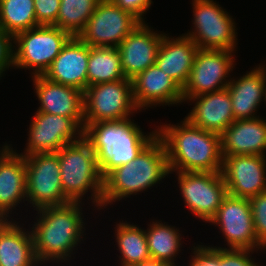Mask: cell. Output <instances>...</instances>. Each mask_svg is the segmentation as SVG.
<instances>
[{
    "mask_svg": "<svg viewBox=\"0 0 266 266\" xmlns=\"http://www.w3.org/2000/svg\"><path fill=\"white\" fill-rule=\"evenodd\" d=\"M81 204L84 205L82 202H69L36 210L37 220L30 229L39 265L72 260L71 256L76 254L73 250L78 249V244L80 246L85 240L83 236H86Z\"/></svg>",
    "mask_w": 266,
    "mask_h": 266,
    "instance_id": "cell-1",
    "label": "cell"
},
{
    "mask_svg": "<svg viewBox=\"0 0 266 266\" xmlns=\"http://www.w3.org/2000/svg\"><path fill=\"white\" fill-rule=\"evenodd\" d=\"M160 127V128H159ZM170 174L173 172H221V135L192 125L186 118L176 124L158 126Z\"/></svg>",
    "mask_w": 266,
    "mask_h": 266,
    "instance_id": "cell-2",
    "label": "cell"
},
{
    "mask_svg": "<svg viewBox=\"0 0 266 266\" xmlns=\"http://www.w3.org/2000/svg\"><path fill=\"white\" fill-rule=\"evenodd\" d=\"M144 134L131 117L84 124L83 128V138L94 151L103 178L115 168L135 159L157 136V130Z\"/></svg>",
    "mask_w": 266,
    "mask_h": 266,
    "instance_id": "cell-3",
    "label": "cell"
},
{
    "mask_svg": "<svg viewBox=\"0 0 266 266\" xmlns=\"http://www.w3.org/2000/svg\"><path fill=\"white\" fill-rule=\"evenodd\" d=\"M169 174L164 144L156 136L135 159L115 168L103 178L101 209L151 189Z\"/></svg>",
    "mask_w": 266,
    "mask_h": 266,
    "instance_id": "cell-4",
    "label": "cell"
},
{
    "mask_svg": "<svg viewBox=\"0 0 266 266\" xmlns=\"http://www.w3.org/2000/svg\"><path fill=\"white\" fill-rule=\"evenodd\" d=\"M57 153L64 196L70 202H82L90 192L95 209L101 210L103 177L90 144L82 137Z\"/></svg>",
    "mask_w": 266,
    "mask_h": 266,
    "instance_id": "cell-5",
    "label": "cell"
},
{
    "mask_svg": "<svg viewBox=\"0 0 266 266\" xmlns=\"http://www.w3.org/2000/svg\"><path fill=\"white\" fill-rule=\"evenodd\" d=\"M71 37L54 25H39L17 33L13 37V68L31 69L33 77L44 75Z\"/></svg>",
    "mask_w": 266,
    "mask_h": 266,
    "instance_id": "cell-6",
    "label": "cell"
},
{
    "mask_svg": "<svg viewBox=\"0 0 266 266\" xmlns=\"http://www.w3.org/2000/svg\"><path fill=\"white\" fill-rule=\"evenodd\" d=\"M192 6L194 28L184 34L199 49L237 51L236 23L226 9L214 0H192Z\"/></svg>",
    "mask_w": 266,
    "mask_h": 266,
    "instance_id": "cell-7",
    "label": "cell"
},
{
    "mask_svg": "<svg viewBox=\"0 0 266 266\" xmlns=\"http://www.w3.org/2000/svg\"><path fill=\"white\" fill-rule=\"evenodd\" d=\"M26 201L33 210L69 203L64 196L57 152L25 156Z\"/></svg>",
    "mask_w": 266,
    "mask_h": 266,
    "instance_id": "cell-8",
    "label": "cell"
},
{
    "mask_svg": "<svg viewBox=\"0 0 266 266\" xmlns=\"http://www.w3.org/2000/svg\"><path fill=\"white\" fill-rule=\"evenodd\" d=\"M138 110L129 79L91 85L84 91V124L123 120Z\"/></svg>",
    "mask_w": 266,
    "mask_h": 266,
    "instance_id": "cell-9",
    "label": "cell"
},
{
    "mask_svg": "<svg viewBox=\"0 0 266 266\" xmlns=\"http://www.w3.org/2000/svg\"><path fill=\"white\" fill-rule=\"evenodd\" d=\"M175 173L187 209L203 222H209L228 195L221 172Z\"/></svg>",
    "mask_w": 266,
    "mask_h": 266,
    "instance_id": "cell-10",
    "label": "cell"
},
{
    "mask_svg": "<svg viewBox=\"0 0 266 266\" xmlns=\"http://www.w3.org/2000/svg\"><path fill=\"white\" fill-rule=\"evenodd\" d=\"M234 53L235 51L198 49L188 80L182 88L183 101L226 88L231 81L230 73L236 65Z\"/></svg>",
    "mask_w": 266,
    "mask_h": 266,
    "instance_id": "cell-11",
    "label": "cell"
},
{
    "mask_svg": "<svg viewBox=\"0 0 266 266\" xmlns=\"http://www.w3.org/2000/svg\"><path fill=\"white\" fill-rule=\"evenodd\" d=\"M208 223L222 231L227 249L265 250L257 240L249 199L227 195Z\"/></svg>",
    "mask_w": 266,
    "mask_h": 266,
    "instance_id": "cell-12",
    "label": "cell"
},
{
    "mask_svg": "<svg viewBox=\"0 0 266 266\" xmlns=\"http://www.w3.org/2000/svg\"><path fill=\"white\" fill-rule=\"evenodd\" d=\"M140 23L112 0H100L78 37L89 46L118 47Z\"/></svg>",
    "mask_w": 266,
    "mask_h": 266,
    "instance_id": "cell-13",
    "label": "cell"
},
{
    "mask_svg": "<svg viewBox=\"0 0 266 266\" xmlns=\"http://www.w3.org/2000/svg\"><path fill=\"white\" fill-rule=\"evenodd\" d=\"M29 126L24 152L29 156L36 153L58 152L63 146L83 137V128L71 117L35 112Z\"/></svg>",
    "mask_w": 266,
    "mask_h": 266,
    "instance_id": "cell-14",
    "label": "cell"
},
{
    "mask_svg": "<svg viewBox=\"0 0 266 266\" xmlns=\"http://www.w3.org/2000/svg\"><path fill=\"white\" fill-rule=\"evenodd\" d=\"M265 158L261 155L223 157L221 174L228 194L249 199L266 191Z\"/></svg>",
    "mask_w": 266,
    "mask_h": 266,
    "instance_id": "cell-15",
    "label": "cell"
},
{
    "mask_svg": "<svg viewBox=\"0 0 266 266\" xmlns=\"http://www.w3.org/2000/svg\"><path fill=\"white\" fill-rule=\"evenodd\" d=\"M149 26L141 22L117 47L126 79L132 80L155 64L164 33Z\"/></svg>",
    "mask_w": 266,
    "mask_h": 266,
    "instance_id": "cell-16",
    "label": "cell"
},
{
    "mask_svg": "<svg viewBox=\"0 0 266 266\" xmlns=\"http://www.w3.org/2000/svg\"><path fill=\"white\" fill-rule=\"evenodd\" d=\"M131 82L134 102L139 111L147 107L175 106L184 102L182 88L156 64L138 74Z\"/></svg>",
    "mask_w": 266,
    "mask_h": 266,
    "instance_id": "cell-17",
    "label": "cell"
},
{
    "mask_svg": "<svg viewBox=\"0 0 266 266\" xmlns=\"http://www.w3.org/2000/svg\"><path fill=\"white\" fill-rule=\"evenodd\" d=\"M39 101L37 112L73 118L84 128V92L53 82L43 75L32 76Z\"/></svg>",
    "mask_w": 266,
    "mask_h": 266,
    "instance_id": "cell-18",
    "label": "cell"
},
{
    "mask_svg": "<svg viewBox=\"0 0 266 266\" xmlns=\"http://www.w3.org/2000/svg\"><path fill=\"white\" fill-rule=\"evenodd\" d=\"M0 147V221L10 220L15 208L26 201L25 156L12 145ZM13 211V212H12Z\"/></svg>",
    "mask_w": 266,
    "mask_h": 266,
    "instance_id": "cell-19",
    "label": "cell"
},
{
    "mask_svg": "<svg viewBox=\"0 0 266 266\" xmlns=\"http://www.w3.org/2000/svg\"><path fill=\"white\" fill-rule=\"evenodd\" d=\"M89 45L72 36L44 73L47 79L84 92L87 88Z\"/></svg>",
    "mask_w": 266,
    "mask_h": 266,
    "instance_id": "cell-20",
    "label": "cell"
},
{
    "mask_svg": "<svg viewBox=\"0 0 266 266\" xmlns=\"http://www.w3.org/2000/svg\"><path fill=\"white\" fill-rule=\"evenodd\" d=\"M186 102L195 103L185 118L205 131L222 134L235 121L230 93L227 88L190 97ZM195 101V102H194Z\"/></svg>",
    "mask_w": 266,
    "mask_h": 266,
    "instance_id": "cell-21",
    "label": "cell"
},
{
    "mask_svg": "<svg viewBox=\"0 0 266 266\" xmlns=\"http://www.w3.org/2000/svg\"><path fill=\"white\" fill-rule=\"evenodd\" d=\"M222 156H266V119H239L221 134Z\"/></svg>",
    "mask_w": 266,
    "mask_h": 266,
    "instance_id": "cell-22",
    "label": "cell"
},
{
    "mask_svg": "<svg viewBox=\"0 0 266 266\" xmlns=\"http://www.w3.org/2000/svg\"><path fill=\"white\" fill-rule=\"evenodd\" d=\"M266 67L259 64L251 71L233 79L226 87L230 93L232 110L235 120L254 119L257 109L264 100ZM256 111V112H255Z\"/></svg>",
    "mask_w": 266,
    "mask_h": 266,
    "instance_id": "cell-23",
    "label": "cell"
},
{
    "mask_svg": "<svg viewBox=\"0 0 266 266\" xmlns=\"http://www.w3.org/2000/svg\"><path fill=\"white\" fill-rule=\"evenodd\" d=\"M198 49L192 39L185 34L174 38L164 33L155 64L183 88Z\"/></svg>",
    "mask_w": 266,
    "mask_h": 266,
    "instance_id": "cell-24",
    "label": "cell"
},
{
    "mask_svg": "<svg viewBox=\"0 0 266 266\" xmlns=\"http://www.w3.org/2000/svg\"><path fill=\"white\" fill-rule=\"evenodd\" d=\"M11 220L0 221V266H38L30 229Z\"/></svg>",
    "mask_w": 266,
    "mask_h": 266,
    "instance_id": "cell-25",
    "label": "cell"
},
{
    "mask_svg": "<svg viewBox=\"0 0 266 266\" xmlns=\"http://www.w3.org/2000/svg\"><path fill=\"white\" fill-rule=\"evenodd\" d=\"M126 79L117 47L89 46L87 87Z\"/></svg>",
    "mask_w": 266,
    "mask_h": 266,
    "instance_id": "cell-26",
    "label": "cell"
},
{
    "mask_svg": "<svg viewBox=\"0 0 266 266\" xmlns=\"http://www.w3.org/2000/svg\"><path fill=\"white\" fill-rule=\"evenodd\" d=\"M165 223L163 224L162 220L154 222L153 219L152 223L150 222L148 225L147 230L145 229L148 250L151 258L161 260L171 266H176L175 261L177 259L175 258L182 251L183 241L181 240L183 239V234L175 226L172 227Z\"/></svg>",
    "mask_w": 266,
    "mask_h": 266,
    "instance_id": "cell-27",
    "label": "cell"
},
{
    "mask_svg": "<svg viewBox=\"0 0 266 266\" xmlns=\"http://www.w3.org/2000/svg\"><path fill=\"white\" fill-rule=\"evenodd\" d=\"M115 241L119 250V265L141 263L150 258L145 230L127 221H120L115 227Z\"/></svg>",
    "mask_w": 266,
    "mask_h": 266,
    "instance_id": "cell-28",
    "label": "cell"
},
{
    "mask_svg": "<svg viewBox=\"0 0 266 266\" xmlns=\"http://www.w3.org/2000/svg\"><path fill=\"white\" fill-rule=\"evenodd\" d=\"M39 24L33 0H0V28L14 37Z\"/></svg>",
    "mask_w": 266,
    "mask_h": 266,
    "instance_id": "cell-29",
    "label": "cell"
},
{
    "mask_svg": "<svg viewBox=\"0 0 266 266\" xmlns=\"http://www.w3.org/2000/svg\"><path fill=\"white\" fill-rule=\"evenodd\" d=\"M100 0H60L59 13L53 24L71 36H78L86 27Z\"/></svg>",
    "mask_w": 266,
    "mask_h": 266,
    "instance_id": "cell-30",
    "label": "cell"
},
{
    "mask_svg": "<svg viewBox=\"0 0 266 266\" xmlns=\"http://www.w3.org/2000/svg\"><path fill=\"white\" fill-rule=\"evenodd\" d=\"M257 240L266 248V191L249 198Z\"/></svg>",
    "mask_w": 266,
    "mask_h": 266,
    "instance_id": "cell-31",
    "label": "cell"
},
{
    "mask_svg": "<svg viewBox=\"0 0 266 266\" xmlns=\"http://www.w3.org/2000/svg\"><path fill=\"white\" fill-rule=\"evenodd\" d=\"M255 250L227 249L219 246V260L221 266H261L252 256Z\"/></svg>",
    "mask_w": 266,
    "mask_h": 266,
    "instance_id": "cell-32",
    "label": "cell"
},
{
    "mask_svg": "<svg viewBox=\"0 0 266 266\" xmlns=\"http://www.w3.org/2000/svg\"><path fill=\"white\" fill-rule=\"evenodd\" d=\"M193 246L189 266H221L219 260V247L217 246Z\"/></svg>",
    "mask_w": 266,
    "mask_h": 266,
    "instance_id": "cell-33",
    "label": "cell"
},
{
    "mask_svg": "<svg viewBox=\"0 0 266 266\" xmlns=\"http://www.w3.org/2000/svg\"><path fill=\"white\" fill-rule=\"evenodd\" d=\"M39 25H53L58 17L60 0H33Z\"/></svg>",
    "mask_w": 266,
    "mask_h": 266,
    "instance_id": "cell-34",
    "label": "cell"
},
{
    "mask_svg": "<svg viewBox=\"0 0 266 266\" xmlns=\"http://www.w3.org/2000/svg\"><path fill=\"white\" fill-rule=\"evenodd\" d=\"M13 69V37L0 28V76Z\"/></svg>",
    "mask_w": 266,
    "mask_h": 266,
    "instance_id": "cell-35",
    "label": "cell"
},
{
    "mask_svg": "<svg viewBox=\"0 0 266 266\" xmlns=\"http://www.w3.org/2000/svg\"><path fill=\"white\" fill-rule=\"evenodd\" d=\"M117 6L124 11L129 12L140 22H145L144 14L150 10L152 0H112Z\"/></svg>",
    "mask_w": 266,
    "mask_h": 266,
    "instance_id": "cell-36",
    "label": "cell"
},
{
    "mask_svg": "<svg viewBox=\"0 0 266 266\" xmlns=\"http://www.w3.org/2000/svg\"><path fill=\"white\" fill-rule=\"evenodd\" d=\"M127 266H171V265L161 260H157L155 258L150 257L141 263H134Z\"/></svg>",
    "mask_w": 266,
    "mask_h": 266,
    "instance_id": "cell-37",
    "label": "cell"
},
{
    "mask_svg": "<svg viewBox=\"0 0 266 266\" xmlns=\"http://www.w3.org/2000/svg\"><path fill=\"white\" fill-rule=\"evenodd\" d=\"M265 81H266V80H265ZM263 100L266 102V82H265V88H264V99H263ZM265 102H264V104H266Z\"/></svg>",
    "mask_w": 266,
    "mask_h": 266,
    "instance_id": "cell-38",
    "label": "cell"
}]
</instances>
